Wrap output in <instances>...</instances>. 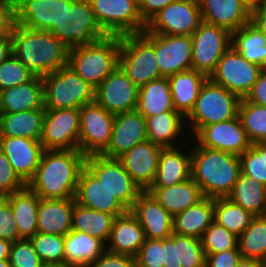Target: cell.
<instances>
[{
	"instance_id": "1",
	"label": "cell",
	"mask_w": 266,
	"mask_h": 267,
	"mask_svg": "<svg viewBox=\"0 0 266 267\" xmlns=\"http://www.w3.org/2000/svg\"><path fill=\"white\" fill-rule=\"evenodd\" d=\"M86 156L78 149L44 150L27 186L40 198H74Z\"/></svg>"
},
{
	"instance_id": "2",
	"label": "cell",
	"mask_w": 266,
	"mask_h": 267,
	"mask_svg": "<svg viewBox=\"0 0 266 267\" xmlns=\"http://www.w3.org/2000/svg\"><path fill=\"white\" fill-rule=\"evenodd\" d=\"M12 53L35 76L44 77L67 66L69 48L49 31L15 23Z\"/></svg>"
},
{
	"instance_id": "3",
	"label": "cell",
	"mask_w": 266,
	"mask_h": 267,
	"mask_svg": "<svg viewBox=\"0 0 266 267\" xmlns=\"http://www.w3.org/2000/svg\"><path fill=\"white\" fill-rule=\"evenodd\" d=\"M240 173L238 155L208 149L198 144L191 150V177L205 197H226Z\"/></svg>"
},
{
	"instance_id": "4",
	"label": "cell",
	"mask_w": 266,
	"mask_h": 267,
	"mask_svg": "<svg viewBox=\"0 0 266 267\" xmlns=\"http://www.w3.org/2000/svg\"><path fill=\"white\" fill-rule=\"evenodd\" d=\"M119 50L120 36L108 35L69 49L67 66L96 88L119 65Z\"/></svg>"
},
{
	"instance_id": "5",
	"label": "cell",
	"mask_w": 266,
	"mask_h": 267,
	"mask_svg": "<svg viewBox=\"0 0 266 267\" xmlns=\"http://www.w3.org/2000/svg\"><path fill=\"white\" fill-rule=\"evenodd\" d=\"M50 32L69 49L108 36L98 23L89 0H62L61 21Z\"/></svg>"
},
{
	"instance_id": "6",
	"label": "cell",
	"mask_w": 266,
	"mask_h": 267,
	"mask_svg": "<svg viewBox=\"0 0 266 267\" xmlns=\"http://www.w3.org/2000/svg\"><path fill=\"white\" fill-rule=\"evenodd\" d=\"M119 66L139 88L162 78L154 49V33L120 36Z\"/></svg>"
},
{
	"instance_id": "7",
	"label": "cell",
	"mask_w": 266,
	"mask_h": 267,
	"mask_svg": "<svg viewBox=\"0 0 266 267\" xmlns=\"http://www.w3.org/2000/svg\"><path fill=\"white\" fill-rule=\"evenodd\" d=\"M45 109H80L95 101V88L70 67L42 77Z\"/></svg>"
},
{
	"instance_id": "8",
	"label": "cell",
	"mask_w": 266,
	"mask_h": 267,
	"mask_svg": "<svg viewBox=\"0 0 266 267\" xmlns=\"http://www.w3.org/2000/svg\"><path fill=\"white\" fill-rule=\"evenodd\" d=\"M240 101L238 95L207 78L186 120L192 121V129L196 134L203 126L237 117Z\"/></svg>"
},
{
	"instance_id": "9",
	"label": "cell",
	"mask_w": 266,
	"mask_h": 267,
	"mask_svg": "<svg viewBox=\"0 0 266 267\" xmlns=\"http://www.w3.org/2000/svg\"><path fill=\"white\" fill-rule=\"evenodd\" d=\"M101 28L108 35L138 34L145 30L137 0H89Z\"/></svg>"
},
{
	"instance_id": "10",
	"label": "cell",
	"mask_w": 266,
	"mask_h": 267,
	"mask_svg": "<svg viewBox=\"0 0 266 267\" xmlns=\"http://www.w3.org/2000/svg\"><path fill=\"white\" fill-rule=\"evenodd\" d=\"M191 37L192 69L209 78L231 46V33L225 28L202 21Z\"/></svg>"
},
{
	"instance_id": "11",
	"label": "cell",
	"mask_w": 266,
	"mask_h": 267,
	"mask_svg": "<svg viewBox=\"0 0 266 267\" xmlns=\"http://www.w3.org/2000/svg\"><path fill=\"white\" fill-rule=\"evenodd\" d=\"M115 115L96 101L80 108L78 150L85 156L101 155L109 146Z\"/></svg>"
},
{
	"instance_id": "12",
	"label": "cell",
	"mask_w": 266,
	"mask_h": 267,
	"mask_svg": "<svg viewBox=\"0 0 266 267\" xmlns=\"http://www.w3.org/2000/svg\"><path fill=\"white\" fill-rule=\"evenodd\" d=\"M85 166L128 210L143 192L117 158L89 155Z\"/></svg>"
},
{
	"instance_id": "13",
	"label": "cell",
	"mask_w": 266,
	"mask_h": 267,
	"mask_svg": "<svg viewBox=\"0 0 266 267\" xmlns=\"http://www.w3.org/2000/svg\"><path fill=\"white\" fill-rule=\"evenodd\" d=\"M202 22L198 0H176L147 23L144 32L164 35H192Z\"/></svg>"
},
{
	"instance_id": "14",
	"label": "cell",
	"mask_w": 266,
	"mask_h": 267,
	"mask_svg": "<svg viewBox=\"0 0 266 267\" xmlns=\"http://www.w3.org/2000/svg\"><path fill=\"white\" fill-rule=\"evenodd\" d=\"M262 70V67L249 62L230 46L209 78L242 99L250 92Z\"/></svg>"
},
{
	"instance_id": "15",
	"label": "cell",
	"mask_w": 266,
	"mask_h": 267,
	"mask_svg": "<svg viewBox=\"0 0 266 267\" xmlns=\"http://www.w3.org/2000/svg\"><path fill=\"white\" fill-rule=\"evenodd\" d=\"M80 109H45L40 142L45 150L78 149Z\"/></svg>"
},
{
	"instance_id": "16",
	"label": "cell",
	"mask_w": 266,
	"mask_h": 267,
	"mask_svg": "<svg viewBox=\"0 0 266 267\" xmlns=\"http://www.w3.org/2000/svg\"><path fill=\"white\" fill-rule=\"evenodd\" d=\"M139 88L118 65L96 88L95 101L114 115L136 110Z\"/></svg>"
},
{
	"instance_id": "17",
	"label": "cell",
	"mask_w": 266,
	"mask_h": 267,
	"mask_svg": "<svg viewBox=\"0 0 266 267\" xmlns=\"http://www.w3.org/2000/svg\"><path fill=\"white\" fill-rule=\"evenodd\" d=\"M195 135L199 146L238 156L251 146L238 116L225 122L203 126Z\"/></svg>"
},
{
	"instance_id": "18",
	"label": "cell",
	"mask_w": 266,
	"mask_h": 267,
	"mask_svg": "<svg viewBox=\"0 0 266 267\" xmlns=\"http://www.w3.org/2000/svg\"><path fill=\"white\" fill-rule=\"evenodd\" d=\"M154 49L162 77L192 69L191 35L154 33Z\"/></svg>"
},
{
	"instance_id": "19",
	"label": "cell",
	"mask_w": 266,
	"mask_h": 267,
	"mask_svg": "<svg viewBox=\"0 0 266 267\" xmlns=\"http://www.w3.org/2000/svg\"><path fill=\"white\" fill-rule=\"evenodd\" d=\"M147 140L146 121L137 110L115 115L111 141L101 154L107 158H118L136 144Z\"/></svg>"
},
{
	"instance_id": "20",
	"label": "cell",
	"mask_w": 266,
	"mask_h": 267,
	"mask_svg": "<svg viewBox=\"0 0 266 267\" xmlns=\"http://www.w3.org/2000/svg\"><path fill=\"white\" fill-rule=\"evenodd\" d=\"M74 198L84 207L115 216L129 211L86 166L80 173Z\"/></svg>"
},
{
	"instance_id": "21",
	"label": "cell",
	"mask_w": 266,
	"mask_h": 267,
	"mask_svg": "<svg viewBox=\"0 0 266 267\" xmlns=\"http://www.w3.org/2000/svg\"><path fill=\"white\" fill-rule=\"evenodd\" d=\"M0 150L7 156L18 176L27 184L33 178L45 149L40 140L0 136Z\"/></svg>"
},
{
	"instance_id": "22",
	"label": "cell",
	"mask_w": 266,
	"mask_h": 267,
	"mask_svg": "<svg viewBox=\"0 0 266 267\" xmlns=\"http://www.w3.org/2000/svg\"><path fill=\"white\" fill-rule=\"evenodd\" d=\"M162 149V146L146 140L117 159L140 188L146 191L155 179Z\"/></svg>"
},
{
	"instance_id": "23",
	"label": "cell",
	"mask_w": 266,
	"mask_h": 267,
	"mask_svg": "<svg viewBox=\"0 0 266 267\" xmlns=\"http://www.w3.org/2000/svg\"><path fill=\"white\" fill-rule=\"evenodd\" d=\"M142 226L146 239H164L173 233V216L147 191L130 209Z\"/></svg>"
},
{
	"instance_id": "24",
	"label": "cell",
	"mask_w": 266,
	"mask_h": 267,
	"mask_svg": "<svg viewBox=\"0 0 266 267\" xmlns=\"http://www.w3.org/2000/svg\"><path fill=\"white\" fill-rule=\"evenodd\" d=\"M15 23L30 29L51 31L62 16V0H14Z\"/></svg>"
},
{
	"instance_id": "25",
	"label": "cell",
	"mask_w": 266,
	"mask_h": 267,
	"mask_svg": "<svg viewBox=\"0 0 266 267\" xmlns=\"http://www.w3.org/2000/svg\"><path fill=\"white\" fill-rule=\"evenodd\" d=\"M202 21L230 33L250 22V10L240 0H198Z\"/></svg>"
},
{
	"instance_id": "26",
	"label": "cell",
	"mask_w": 266,
	"mask_h": 267,
	"mask_svg": "<svg viewBox=\"0 0 266 267\" xmlns=\"http://www.w3.org/2000/svg\"><path fill=\"white\" fill-rule=\"evenodd\" d=\"M145 240L142 226L129 210L116 217L107 240V242L111 241V244L106 250L135 258Z\"/></svg>"
},
{
	"instance_id": "27",
	"label": "cell",
	"mask_w": 266,
	"mask_h": 267,
	"mask_svg": "<svg viewBox=\"0 0 266 267\" xmlns=\"http://www.w3.org/2000/svg\"><path fill=\"white\" fill-rule=\"evenodd\" d=\"M75 198H40L37 227L39 233L66 235L72 230Z\"/></svg>"
},
{
	"instance_id": "28",
	"label": "cell",
	"mask_w": 266,
	"mask_h": 267,
	"mask_svg": "<svg viewBox=\"0 0 266 267\" xmlns=\"http://www.w3.org/2000/svg\"><path fill=\"white\" fill-rule=\"evenodd\" d=\"M164 261L163 267H205L206 255L201 240L172 233L165 238Z\"/></svg>"
},
{
	"instance_id": "29",
	"label": "cell",
	"mask_w": 266,
	"mask_h": 267,
	"mask_svg": "<svg viewBox=\"0 0 266 267\" xmlns=\"http://www.w3.org/2000/svg\"><path fill=\"white\" fill-rule=\"evenodd\" d=\"M44 108L42 77L0 91V114Z\"/></svg>"
},
{
	"instance_id": "30",
	"label": "cell",
	"mask_w": 266,
	"mask_h": 267,
	"mask_svg": "<svg viewBox=\"0 0 266 267\" xmlns=\"http://www.w3.org/2000/svg\"><path fill=\"white\" fill-rule=\"evenodd\" d=\"M149 192L173 217L205 198L199 185L191 178L165 188H148Z\"/></svg>"
},
{
	"instance_id": "31",
	"label": "cell",
	"mask_w": 266,
	"mask_h": 267,
	"mask_svg": "<svg viewBox=\"0 0 266 267\" xmlns=\"http://www.w3.org/2000/svg\"><path fill=\"white\" fill-rule=\"evenodd\" d=\"M184 154L176 147L161 150L155 179L149 188H165L191 178V152Z\"/></svg>"
},
{
	"instance_id": "32",
	"label": "cell",
	"mask_w": 266,
	"mask_h": 267,
	"mask_svg": "<svg viewBox=\"0 0 266 267\" xmlns=\"http://www.w3.org/2000/svg\"><path fill=\"white\" fill-rule=\"evenodd\" d=\"M105 245L92 235L71 230L64 235V263L70 267H87L106 251Z\"/></svg>"
},
{
	"instance_id": "33",
	"label": "cell",
	"mask_w": 266,
	"mask_h": 267,
	"mask_svg": "<svg viewBox=\"0 0 266 267\" xmlns=\"http://www.w3.org/2000/svg\"><path fill=\"white\" fill-rule=\"evenodd\" d=\"M207 76L194 69L181 71L168 77L173 107L185 118L193 110L199 91Z\"/></svg>"
},
{
	"instance_id": "34",
	"label": "cell",
	"mask_w": 266,
	"mask_h": 267,
	"mask_svg": "<svg viewBox=\"0 0 266 267\" xmlns=\"http://www.w3.org/2000/svg\"><path fill=\"white\" fill-rule=\"evenodd\" d=\"M14 214L19 236L29 239L38 232L37 217L40 197L28 186L5 196Z\"/></svg>"
},
{
	"instance_id": "35",
	"label": "cell",
	"mask_w": 266,
	"mask_h": 267,
	"mask_svg": "<svg viewBox=\"0 0 266 267\" xmlns=\"http://www.w3.org/2000/svg\"><path fill=\"white\" fill-rule=\"evenodd\" d=\"M45 108L0 114V136L40 140Z\"/></svg>"
},
{
	"instance_id": "36",
	"label": "cell",
	"mask_w": 266,
	"mask_h": 267,
	"mask_svg": "<svg viewBox=\"0 0 266 267\" xmlns=\"http://www.w3.org/2000/svg\"><path fill=\"white\" fill-rule=\"evenodd\" d=\"M214 221V198L205 197L173 217V233L201 238Z\"/></svg>"
},
{
	"instance_id": "37",
	"label": "cell",
	"mask_w": 266,
	"mask_h": 267,
	"mask_svg": "<svg viewBox=\"0 0 266 267\" xmlns=\"http://www.w3.org/2000/svg\"><path fill=\"white\" fill-rule=\"evenodd\" d=\"M226 198L253 216L266 215V186L242 173Z\"/></svg>"
},
{
	"instance_id": "38",
	"label": "cell",
	"mask_w": 266,
	"mask_h": 267,
	"mask_svg": "<svg viewBox=\"0 0 266 267\" xmlns=\"http://www.w3.org/2000/svg\"><path fill=\"white\" fill-rule=\"evenodd\" d=\"M136 110L144 118L163 112L175 111L168 77L150 81L139 87Z\"/></svg>"
},
{
	"instance_id": "39",
	"label": "cell",
	"mask_w": 266,
	"mask_h": 267,
	"mask_svg": "<svg viewBox=\"0 0 266 267\" xmlns=\"http://www.w3.org/2000/svg\"><path fill=\"white\" fill-rule=\"evenodd\" d=\"M231 46L249 62L266 69V35L250 22L231 33Z\"/></svg>"
},
{
	"instance_id": "40",
	"label": "cell",
	"mask_w": 266,
	"mask_h": 267,
	"mask_svg": "<svg viewBox=\"0 0 266 267\" xmlns=\"http://www.w3.org/2000/svg\"><path fill=\"white\" fill-rule=\"evenodd\" d=\"M116 217L113 214L95 211L74 202L71 219L72 230L87 233L105 243Z\"/></svg>"
},
{
	"instance_id": "41",
	"label": "cell",
	"mask_w": 266,
	"mask_h": 267,
	"mask_svg": "<svg viewBox=\"0 0 266 267\" xmlns=\"http://www.w3.org/2000/svg\"><path fill=\"white\" fill-rule=\"evenodd\" d=\"M186 119L177 111L163 112L145 118L147 140L163 148L175 147L172 143L183 130V120Z\"/></svg>"
},
{
	"instance_id": "42",
	"label": "cell",
	"mask_w": 266,
	"mask_h": 267,
	"mask_svg": "<svg viewBox=\"0 0 266 267\" xmlns=\"http://www.w3.org/2000/svg\"><path fill=\"white\" fill-rule=\"evenodd\" d=\"M238 248L242 257L266 264V215L253 217L238 237Z\"/></svg>"
},
{
	"instance_id": "43",
	"label": "cell",
	"mask_w": 266,
	"mask_h": 267,
	"mask_svg": "<svg viewBox=\"0 0 266 267\" xmlns=\"http://www.w3.org/2000/svg\"><path fill=\"white\" fill-rule=\"evenodd\" d=\"M253 217L226 197L214 198V221L238 237L248 228Z\"/></svg>"
},
{
	"instance_id": "44",
	"label": "cell",
	"mask_w": 266,
	"mask_h": 267,
	"mask_svg": "<svg viewBox=\"0 0 266 267\" xmlns=\"http://www.w3.org/2000/svg\"><path fill=\"white\" fill-rule=\"evenodd\" d=\"M238 117L251 142H266V107L241 99Z\"/></svg>"
},
{
	"instance_id": "45",
	"label": "cell",
	"mask_w": 266,
	"mask_h": 267,
	"mask_svg": "<svg viewBox=\"0 0 266 267\" xmlns=\"http://www.w3.org/2000/svg\"><path fill=\"white\" fill-rule=\"evenodd\" d=\"M239 159L241 173L266 186V142L251 144Z\"/></svg>"
},
{
	"instance_id": "46",
	"label": "cell",
	"mask_w": 266,
	"mask_h": 267,
	"mask_svg": "<svg viewBox=\"0 0 266 267\" xmlns=\"http://www.w3.org/2000/svg\"><path fill=\"white\" fill-rule=\"evenodd\" d=\"M200 240L205 255L239 249L238 236L215 221L206 229Z\"/></svg>"
},
{
	"instance_id": "47",
	"label": "cell",
	"mask_w": 266,
	"mask_h": 267,
	"mask_svg": "<svg viewBox=\"0 0 266 267\" xmlns=\"http://www.w3.org/2000/svg\"><path fill=\"white\" fill-rule=\"evenodd\" d=\"M29 240L44 263H64V235L37 232Z\"/></svg>"
},
{
	"instance_id": "48",
	"label": "cell",
	"mask_w": 266,
	"mask_h": 267,
	"mask_svg": "<svg viewBox=\"0 0 266 267\" xmlns=\"http://www.w3.org/2000/svg\"><path fill=\"white\" fill-rule=\"evenodd\" d=\"M34 76L12 53L0 64V91L27 83Z\"/></svg>"
},
{
	"instance_id": "49",
	"label": "cell",
	"mask_w": 266,
	"mask_h": 267,
	"mask_svg": "<svg viewBox=\"0 0 266 267\" xmlns=\"http://www.w3.org/2000/svg\"><path fill=\"white\" fill-rule=\"evenodd\" d=\"M8 260L11 267H40L43 263L29 239L12 242Z\"/></svg>"
},
{
	"instance_id": "50",
	"label": "cell",
	"mask_w": 266,
	"mask_h": 267,
	"mask_svg": "<svg viewBox=\"0 0 266 267\" xmlns=\"http://www.w3.org/2000/svg\"><path fill=\"white\" fill-rule=\"evenodd\" d=\"M135 259L137 267H163L165 262V238L146 239Z\"/></svg>"
},
{
	"instance_id": "51",
	"label": "cell",
	"mask_w": 266,
	"mask_h": 267,
	"mask_svg": "<svg viewBox=\"0 0 266 267\" xmlns=\"http://www.w3.org/2000/svg\"><path fill=\"white\" fill-rule=\"evenodd\" d=\"M26 186L27 184L15 172L7 156L0 150V196L19 191Z\"/></svg>"
},
{
	"instance_id": "52",
	"label": "cell",
	"mask_w": 266,
	"mask_h": 267,
	"mask_svg": "<svg viewBox=\"0 0 266 267\" xmlns=\"http://www.w3.org/2000/svg\"><path fill=\"white\" fill-rule=\"evenodd\" d=\"M0 238L11 242L21 240L12 207L5 196H0Z\"/></svg>"
},
{
	"instance_id": "53",
	"label": "cell",
	"mask_w": 266,
	"mask_h": 267,
	"mask_svg": "<svg viewBox=\"0 0 266 267\" xmlns=\"http://www.w3.org/2000/svg\"><path fill=\"white\" fill-rule=\"evenodd\" d=\"M87 267H137L136 259L128 255L112 253L106 250Z\"/></svg>"
},
{
	"instance_id": "54",
	"label": "cell",
	"mask_w": 266,
	"mask_h": 267,
	"mask_svg": "<svg viewBox=\"0 0 266 267\" xmlns=\"http://www.w3.org/2000/svg\"><path fill=\"white\" fill-rule=\"evenodd\" d=\"M239 249L206 255L205 267H236L241 259Z\"/></svg>"
},
{
	"instance_id": "55",
	"label": "cell",
	"mask_w": 266,
	"mask_h": 267,
	"mask_svg": "<svg viewBox=\"0 0 266 267\" xmlns=\"http://www.w3.org/2000/svg\"><path fill=\"white\" fill-rule=\"evenodd\" d=\"M15 24L14 0H0V36H9Z\"/></svg>"
},
{
	"instance_id": "56",
	"label": "cell",
	"mask_w": 266,
	"mask_h": 267,
	"mask_svg": "<svg viewBox=\"0 0 266 267\" xmlns=\"http://www.w3.org/2000/svg\"><path fill=\"white\" fill-rule=\"evenodd\" d=\"M244 99L266 107V69L260 72L257 81Z\"/></svg>"
},
{
	"instance_id": "57",
	"label": "cell",
	"mask_w": 266,
	"mask_h": 267,
	"mask_svg": "<svg viewBox=\"0 0 266 267\" xmlns=\"http://www.w3.org/2000/svg\"><path fill=\"white\" fill-rule=\"evenodd\" d=\"M176 0H139L138 8L142 20L147 23L155 14Z\"/></svg>"
},
{
	"instance_id": "58",
	"label": "cell",
	"mask_w": 266,
	"mask_h": 267,
	"mask_svg": "<svg viewBox=\"0 0 266 267\" xmlns=\"http://www.w3.org/2000/svg\"><path fill=\"white\" fill-rule=\"evenodd\" d=\"M250 23L266 35V0L250 11Z\"/></svg>"
},
{
	"instance_id": "59",
	"label": "cell",
	"mask_w": 266,
	"mask_h": 267,
	"mask_svg": "<svg viewBox=\"0 0 266 267\" xmlns=\"http://www.w3.org/2000/svg\"><path fill=\"white\" fill-rule=\"evenodd\" d=\"M12 54V34L0 36V64Z\"/></svg>"
},
{
	"instance_id": "60",
	"label": "cell",
	"mask_w": 266,
	"mask_h": 267,
	"mask_svg": "<svg viewBox=\"0 0 266 267\" xmlns=\"http://www.w3.org/2000/svg\"><path fill=\"white\" fill-rule=\"evenodd\" d=\"M11 245V241L0 238V260L9 259Z\"/></svg>"
},
{
	"instance_id": "61",
	"label": "cell",
	"mask_w": 266,
	"mask_h": 267,
	"mask_svg": "<svg viewBox=\"0 0 266 267\" xmlns=\"http://www.w3.org/2000/svg\"><path fill=\"white\" fill-rule=\"evenodd\" d=\"M236 267H265V264L254 259L241 257Z\"/></svg>"
},
{
	"instance_id": "62",
	"label": "cell",
	"mask_w": 266,
	"mask_h": 267,
	"mask_svg": "<svg viewBox=\"0 0 266 267\" xmlns=\"http://www.w3.org/2000/svg\"><path fill=\"white\" fill-rule=\"evenodd\" d=\"M250 11L258 7L264 0H240Z\"/></svg>"
},
{
	"instance_id": "63",
	"label": "cell",
	"mask_w": 266,
	"mask_h": 267,
	"mask_svg": "<svg viewBox=\"0 0 266 267\" xmlns=\"http://www.w3.org/2000/svg\"><path fill=\"white\" fill-rule=\"evenodd\" d=\"M40 267H70L65 263H42Z\"/></svg>"
},
{
	"instance_id": "64",
	"label": "cell",
	"mask_w": 266,
	"mask_h": 267,
	"mask_svg": "<svg viewBox=\"0 0 266 267\" xmlns=\"http://www.w3.org/2000/svg\"><path fill=\"white\" fill-rule=\"evenodd\" d=\"M0 267H11L8 259H1L0 260Z\"/></svg>"
}]
</instances>
